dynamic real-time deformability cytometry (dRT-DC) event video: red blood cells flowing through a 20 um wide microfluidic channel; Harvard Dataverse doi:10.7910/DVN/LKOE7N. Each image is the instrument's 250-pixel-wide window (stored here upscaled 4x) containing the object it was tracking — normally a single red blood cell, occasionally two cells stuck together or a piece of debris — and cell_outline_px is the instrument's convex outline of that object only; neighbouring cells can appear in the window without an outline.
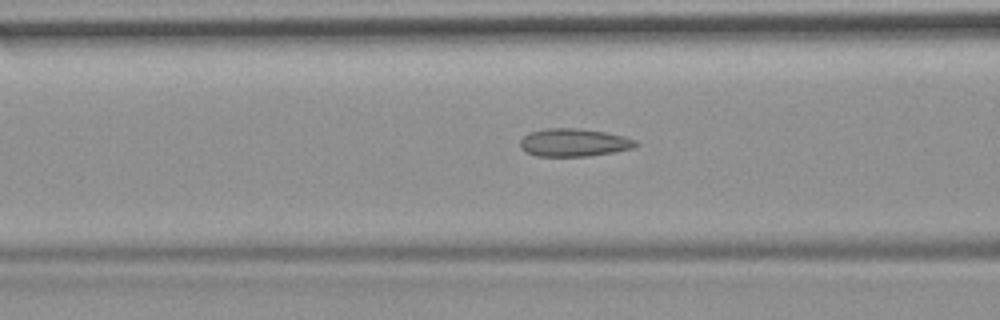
{"species": "common noctule bat (a hibernating species)", "species_latin": "Nyctalus noctula", "temperature_condition": "room temperature", "stored_images_in_passage": 49, "camera_frame_rate_fps": 3000, "um_per_image_px": 0.085, "animal": {"sex": "female", "body_mass_g": 19.9}, "frame": {"image": 1, "passage_image": 22, "time_ms": 7.0, "image_size_px": [1000, 320], "cell_outline_px": [[640, 144], [632, 148], [616, 152], [588, 156], [536, 156], [524, 152], [520, 148], [520, 140], [528, 132], [548, 128], [576, 128], [604, 132], [624, 136], [636, 140]], "centroid_in_image_um": [48.76, 12.12], "position_along_channel_um": 117.8, "area_um2": 18.96}}
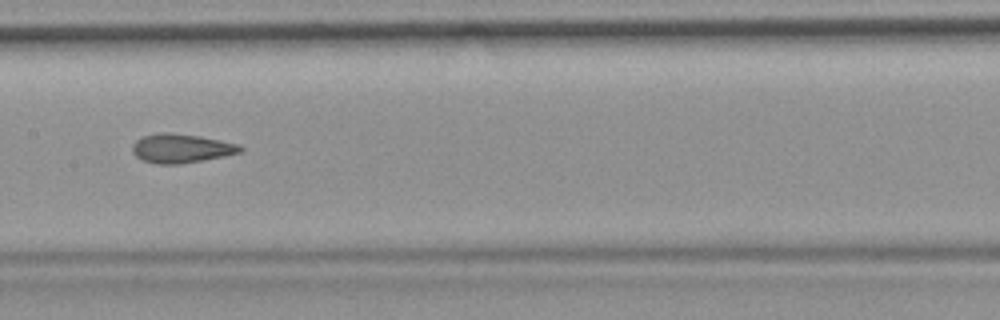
{"frame": {"image": 2, "passage_image": 28, "time_ms": 9.0, "image_size_px": [1000, 320], "cell_outline_px": [[244, 148], [240, 152], [224, 156], [180, 164], [156, 164], [144, 160], [136, 156], [132, 152], [132, 144], [136, 140], [144, 136], [160, 132], [168, 132], [200, 136], [240, 144]], "centroid_in_image_um": [15.4, 12.6], "position_along_channel_um": 192.0, "area_um2": 18.21}}
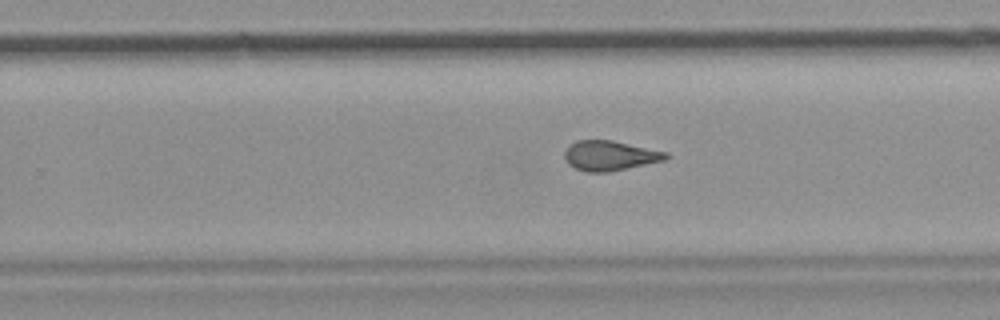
{"frame": {"image": 3, "passage_image": 35, "time_ms": 11.333, "image_size_px": [1000, 320], "cell_outline_px": [[672, 156], [664, 160], [608, 172], [588, 172], [576, 168], [568, 164], [564, 160], [564, 152], [576, 140], [612, 140], [668, 152]], "centroid_in_image_um": [51.85, 13.22], "position_along_channel_um": 277.9, "area_um2": 17.57}}